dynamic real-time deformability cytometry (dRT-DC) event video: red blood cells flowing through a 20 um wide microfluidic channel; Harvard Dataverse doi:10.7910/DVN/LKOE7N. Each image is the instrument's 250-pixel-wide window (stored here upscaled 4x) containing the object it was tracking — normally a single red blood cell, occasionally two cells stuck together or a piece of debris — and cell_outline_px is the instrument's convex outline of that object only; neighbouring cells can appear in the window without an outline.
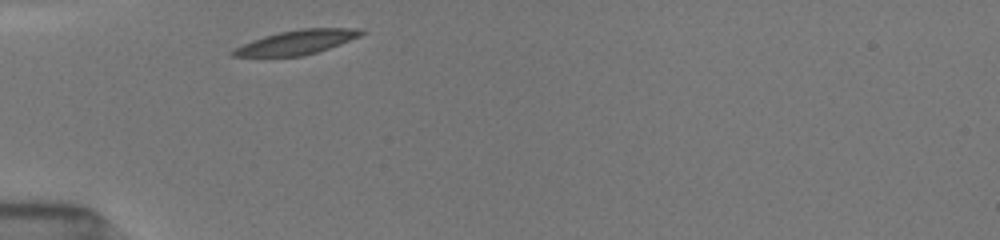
{"species": "common noctule bat (a hibernating species)", "species_latin": "Nyctalus noctula", "temperature_condition": "room temperature", "stored_images_in_passage": 12, "camera_frame_rate_fps": 3000, "um_per_image_px": 0.085, "animal": {"sex": "female", "body_mass_g": 19.5, "forearm_length_mm": 54.1}, "frame": {"image": 1, "passage_image": 1, "time_ms": 0.0, "image_size_px": [1000, 240], "cell_outline_px": [[368, 32], [360, 36], [340, 44], [304, 56], [232, 56], [228, 52], [252, 40], [264, 36], [280, 32], [300, 28], [364, 28]], "centroid_in_image_um": [25.28, 3.57], "position_along_channel_um": 59.7, "area_um2": 18.09}}
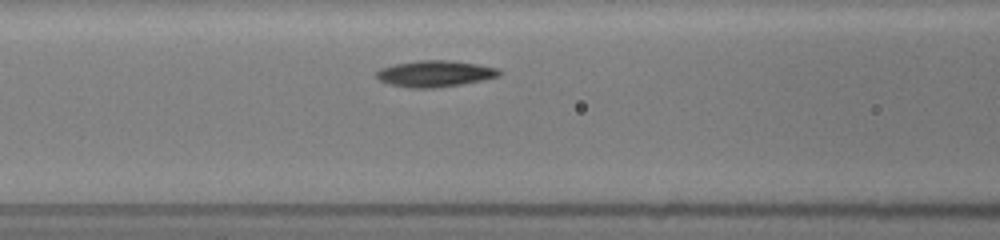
{"frame": {"image": 2, "passage_image": 6, "time_ms": 2.0, "image_size_px": [1000, 240], "cell_outline_px": [[500, 76], [484, 80], [460, 84], [432, 88], [408, 88], [388, 84], [380, 80], [376, 76], [376, 72], [380, 68], [396, 64], [420, 60], [452, 60], [476, 64], [496, 68], [500, 72]], "centroid_in_image_um": [36.95, 6.26], "position_along_channel_um": 129.7, "area_um2": 18.73}}
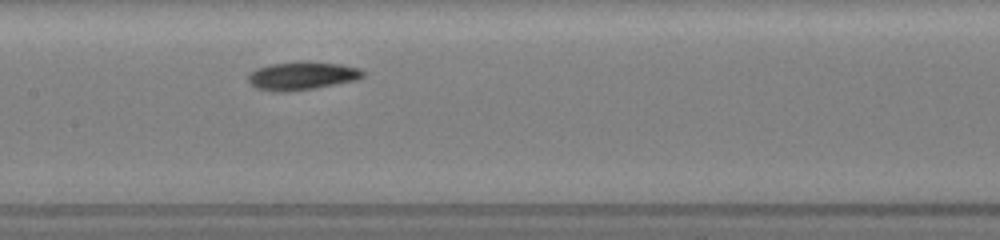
{"frame": {"image": 3, "passage_image": 9, "time_ms": 3.333, "image_size_px": [1000, 240], "cell_outline_px": [[368, 72], [364, 76], [356, 80], [312, 88], [288, 92], [276, 92], [256, 88], [248, 80], [248, 72], [256, 68], [268, 64], [340, 64], [360, 68]], "centroid_in_image_um": [25.66, 6.48], "position_along_channel_um": 181.7, "area_um2": 18.15}}